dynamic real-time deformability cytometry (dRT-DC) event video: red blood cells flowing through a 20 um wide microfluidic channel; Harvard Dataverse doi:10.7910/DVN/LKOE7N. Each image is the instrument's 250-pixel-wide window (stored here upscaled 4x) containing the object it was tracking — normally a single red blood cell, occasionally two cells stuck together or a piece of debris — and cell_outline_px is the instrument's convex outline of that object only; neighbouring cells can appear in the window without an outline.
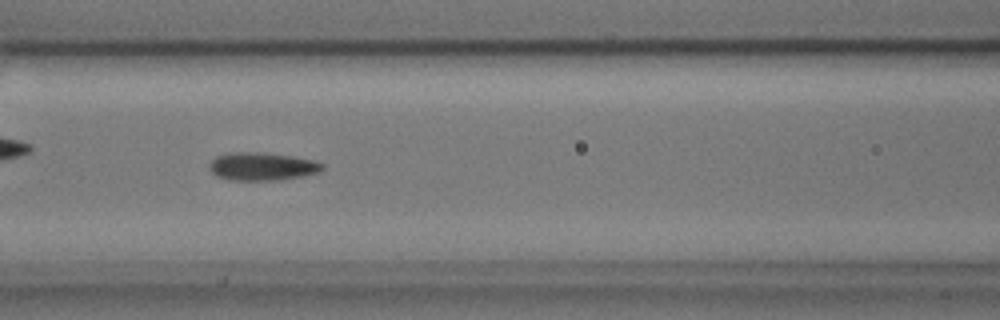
{"species": "common noctule bat (a hibernating species)", "species_latin": "Nyctalus noctula", "temperature_condition": "cold", "stored_images_in_passage": 46, "camera_frame_rate_fps": 3000, "um_per_image_px": 0.085, "animal": {"sex": "male", "body_mass_g": 17.9, "forearm_length_mm": 54.2}, "frame": {"image": 1, "passage_image": 14, "time_ms": 4.333, "image_size_px": [1000, 320], "cell_outline_px": [[324, 168], [320, 172], [304, 176], [280, 180], [228, 180], [216, 176], [208, 168], [208, 164], [216, 156], [232, 152], [256, 152], [292, 156], [316, 160], [324, 164]], "centroid_in_image_um": [22.29, 14.15], "position_along_channel_um": 144.3, "area_um2": 18.67}}
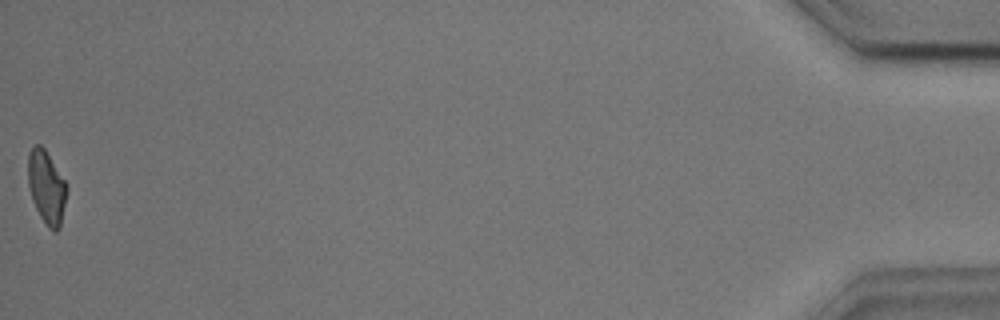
{"frame": {"image": 2, "passage_image": 46, "time_ms": 15.0, "image_size_px": [1000, 320], "cell_outline_px": [[68, 188], [60, 228], [56, 232], [52, 232], [48, 228], [40, 216], [32, 200], [28, 184], [28, 156], [32, 148], [36, 144], [40, 144], [44, 148], [68, 184]], "centroid_in_image_um": [3.97, 15.94], "position_along_channel_um": 431.2, "area_um2": 16.65}, "authors_computed_cell_mechanics": {"area_um2": 17.5712, "velocity_mm_per_s": 3.6271, "shape_relaxation_time_tau1_ms": 3.966, "shape_relaxation_time_tau2_ms": 2.2273, "deformation_change_tau1": 0.1239, "deformation_change_tau2": 0.1046}}